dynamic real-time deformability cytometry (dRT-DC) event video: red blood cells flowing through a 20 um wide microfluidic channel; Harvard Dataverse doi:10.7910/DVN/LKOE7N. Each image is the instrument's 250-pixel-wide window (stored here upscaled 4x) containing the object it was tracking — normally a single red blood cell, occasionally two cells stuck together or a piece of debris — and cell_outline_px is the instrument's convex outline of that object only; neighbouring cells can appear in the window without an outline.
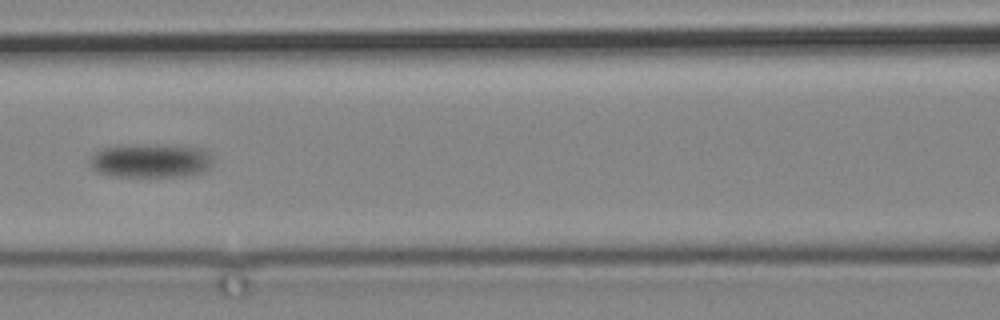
{"species": "common noctule bat (a hibernating species)", "species_latin": "Nyctalus noctula", "temperature_condition": "cold", "stored_images_in_passage": 15, "camera_frame_rate_fps": 3000, "um_per_image_px": 0.085, "animal": {"sex": "male", "body_mass_g": 19.2, "forearm_length_mm": 51.8}, "frame": {"image": 1, "passage_image": 15, "time_ms": 17.667, "image_size_px": [1000, 320], "cell_outline_px": [[212, 164], [208, 168], [200, 172], [184, 176], [112, 176], [96, 172], [92, 168], [92, 156], [96, 148], [120, 144], [180, 144], [204, 148], [212, 156]], "centroid_in_image_um": [12.8, 13.61], "position_along_channel_um": 153.8, "area_um2": 25.09}}